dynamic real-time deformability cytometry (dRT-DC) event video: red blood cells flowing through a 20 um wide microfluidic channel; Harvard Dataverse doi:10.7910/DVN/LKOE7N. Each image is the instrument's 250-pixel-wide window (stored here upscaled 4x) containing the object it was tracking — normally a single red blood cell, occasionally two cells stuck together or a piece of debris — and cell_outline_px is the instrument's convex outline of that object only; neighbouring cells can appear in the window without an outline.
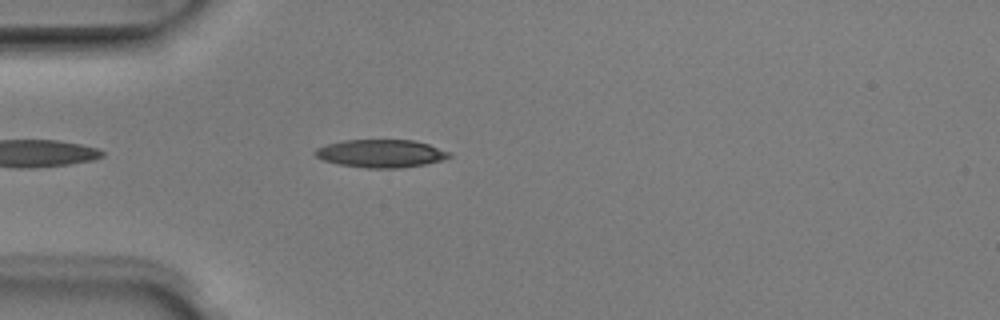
{"species": "Egyptian fruit bat (a non-hibernating species)", "species_latin": "Rousettus aegyptiacus", "temperature_condition": "room temperature", "stored_images_in_passage": 20, "camera_frame_rate_fps": 3000, "um_per_image_px": 0.085, "animal": {"sex": "male"}, "frame": {"image": 1, "passage_image": 4, "time_ms": 1.0, "image_size_px": [1000, 320], "cell_outline_px": [[452, 156], [444, 160], [424, 164], [400, 168], [364, 168], [336, 164], [324, 160], [316, 156], [312, 152], [316, 148], [328, 144], [344, 140], [412, 140], [428, 144], [452, 152]], "centroid_in_image_um": [32.39, 13.05], "position_along_channel_um": 52.6, "area_um2": 21.96}}
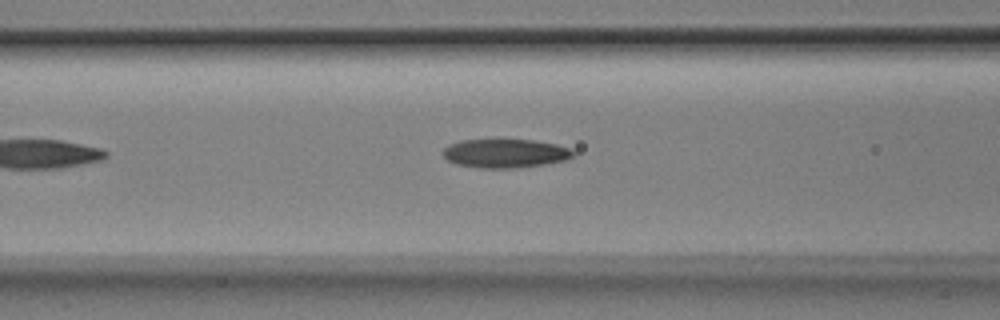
{"frame": {"image": 2, "passage_image": 10, "time_ms": 3.0, "image_size_px": [1000, 320], "cell_outline_px": [[576, 152], [568, 160], [544, 164], [512, 168], [476, 168], [456, 164], [448, 160], [440, 152], [448, 144], [460, 140], [532, 140], [556, 144], [572, 148]], "centroid_in_image_um": [42.94, 13.04], "position_along_channel_um": 123.7, "area_um2": 22.02}}
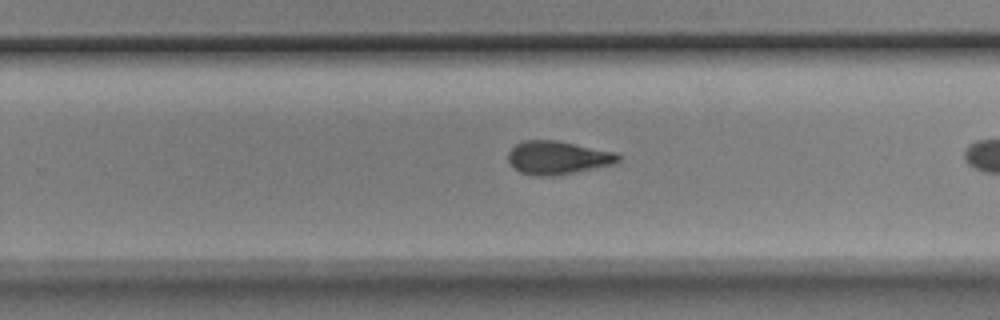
{"frame": {"image": 3, "passage_image": 19, "time_ms": 6.0, "image_size_px": [1000, 320], "cell_outline_px": [[620, 160], [616, 164], [556, 176], [536, 176], [520, 172], [508, 160], [508, 152], [516, 144], [524, 140], [556, 140], [616, 152], [620, 156]], "centroid_in_image_um": [47.44, 13.4], "position_along_channel_um": 282.4, "area_um2": 21.44}}